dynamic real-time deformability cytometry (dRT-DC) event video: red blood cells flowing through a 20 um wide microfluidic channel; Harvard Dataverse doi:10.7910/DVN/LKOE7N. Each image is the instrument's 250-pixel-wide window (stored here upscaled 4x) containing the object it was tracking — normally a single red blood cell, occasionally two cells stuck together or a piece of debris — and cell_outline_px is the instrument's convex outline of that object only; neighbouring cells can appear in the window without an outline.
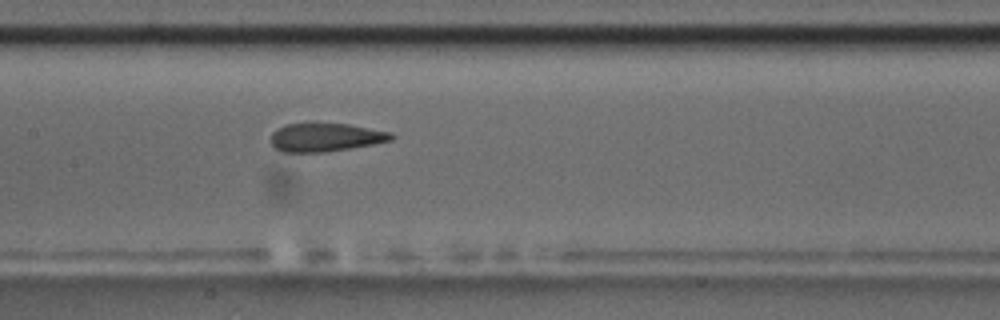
{"species": "common noctule bat (a hibernating species)", "species_latin": "Nyctalus noctula", "temperature_condition": "room temperature", "stored_images_in_passage": 33, "camera_frame_rate_fps": 3000, "um_per_image_px": 0.085, "animal": {"sex": "male", "body_mass_g": 17.5, "forearm_length_mm": 52.3}, "frame": {"image": 1, "passage_image": 15, "time_ms": 4.667, "image_size_px": [1000, 320], "cell_outline_px": [[396, 136], [392, 140], [372, 144], [324, 152], [280, 152], [272, 148], [272, 132], [276, 128], [288, 124], [308, 120], [316, 120], [348, 124], [392, 132]], "centroid_in_image_um": [27.62, 11.62], "position_along_channel_um": 179.8, "area_um2": 20.81}}